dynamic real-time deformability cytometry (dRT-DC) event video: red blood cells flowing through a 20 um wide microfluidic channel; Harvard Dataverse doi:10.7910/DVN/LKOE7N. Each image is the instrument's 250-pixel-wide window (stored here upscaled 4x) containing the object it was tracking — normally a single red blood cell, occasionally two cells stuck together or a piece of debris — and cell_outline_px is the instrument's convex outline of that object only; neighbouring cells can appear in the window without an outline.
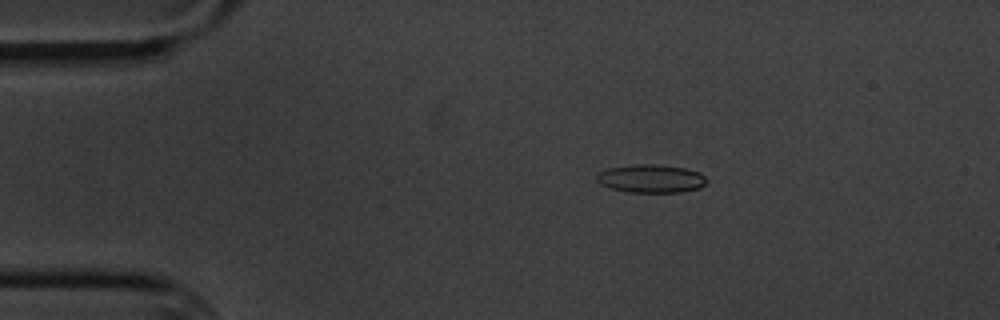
{"species": "common noctule bat (a hibernating species)", "species_latin": "Nyctalus noctula", "temperature_condition": "cold", "stored_images_in_passage": 9, "camera_frame_rate_fps": 3000, "um_per_image_px": 0.085, "animal": {"sex": "male", "body_mass_g": 20.1, "forearm_length_mm": 53.5}, "frame": {"image": 1, "passage_image": 4, "time_ms": 3.333, "image_size_px": [1000, 320], "cell_outline_px": [[708, 180], [700, 188], [680, 192], [628, 192], [608, 188], [600, 184], [596, 180], [596, 176], [600, 172], [608, 168], [636, 164], [652, 164], [684, 168], [700, 172]], "centroid_in_image_um": [55.32, 15.19], "position_along_channel_um": 29.7, "area_um2": 18.09}}
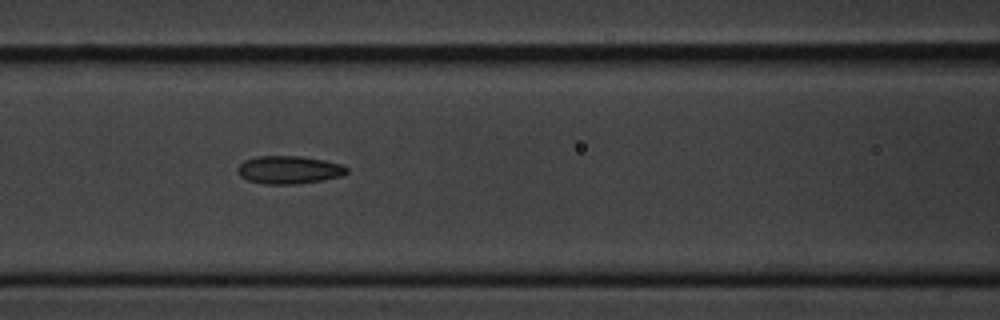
{"frame": {"image": 2, "passage_image": 8, "time_ms": 8.0, "image_size_px": [1000, 320], "cell_outline_px": [[348, 172], [344, 176], [296, 184], [264, 184], [248, 180], [240, 176], [236, 172], [236, 168], [244, 160], [256, 156], [300, 156], [324, 160], [340, 164], [348, 168]], "centroid_in_image_um": [24.54, 14.43], "position_along_channel_um": 142.1, "area_um2": 17.86}}
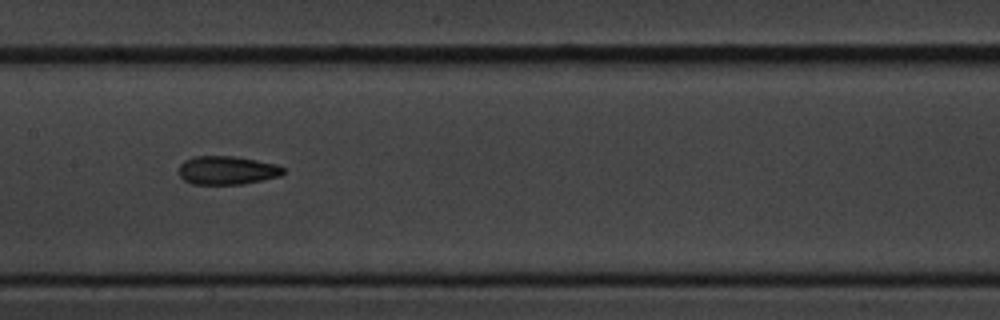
{"frame": {"image": 3, "passage_image": 9, "time_ms": 9.333, "image_size_px": [1000, 320], "cell_outline_px": [[284, 172], [280, 176], [240, 184], [192, 184], [184, 180], [180, 176], [180, 164], [184, 160], [196, 156], [236, 156], [276, 164], [284, 168]], "centroid_in_image_um": [19.29, 14.47], "position_along_channel_um": 188.1, "area_um2": 17.22}}